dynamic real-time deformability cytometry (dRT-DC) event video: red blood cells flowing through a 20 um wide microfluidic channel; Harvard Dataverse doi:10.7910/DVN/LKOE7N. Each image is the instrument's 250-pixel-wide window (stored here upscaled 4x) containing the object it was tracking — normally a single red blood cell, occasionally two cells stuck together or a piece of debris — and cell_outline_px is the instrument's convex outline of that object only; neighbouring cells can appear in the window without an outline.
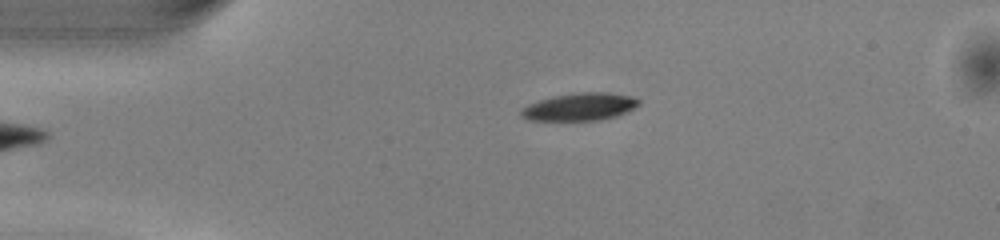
{"species": "common noctule bat (a hibernating species)", "species_latin": "Nyctalus noctula", "temperature_condition": "warm", "stored_images_in_passage": 36, "camera_frame_rate_fps": 3000, "um_per_image_px": 0.085, "animal": {"sex": "male", "body_mass_g": 13.0, "forearm_length_mm": 53.1}, "frame": {"image": 1, "passage_image": 3, "time_ms": 0.667, "image_size_px": [1000, 240], "cell_outline_px": [[640, 104], [628, 112], [616, 116], [600, 120], [528, 120], [520, 116], [520, 108], [528, 104], [552, 96], [580, 92], [608, 92], [632, 96], [640, 100]], "centroid_in_image_um": [49.29, 9.07], "position_along_channel_um": 35.7, "area_um2": 19.07}}
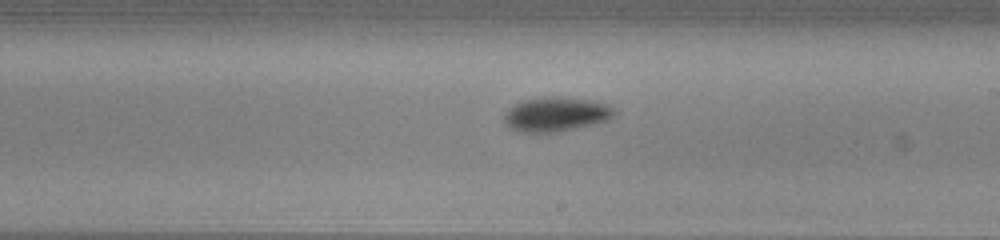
{"frame": {"image": 2, "passage_image": 21, "time_ms": 6.667, "image_size_px": [1000, 240], "cell_outline_px": [[616, 112], [608, 120], [596, 124], [560, 132], [520, 132], [512, 128], [504, 120], [504, 112], [508, 108], [524, 100], [548, 96], [560, 96], [592, 100], [608, 104]], "centroid_in_image_um": [47.29, 9.71], "position_along_channel_um": 241.7, "area_um2": 22.2}}
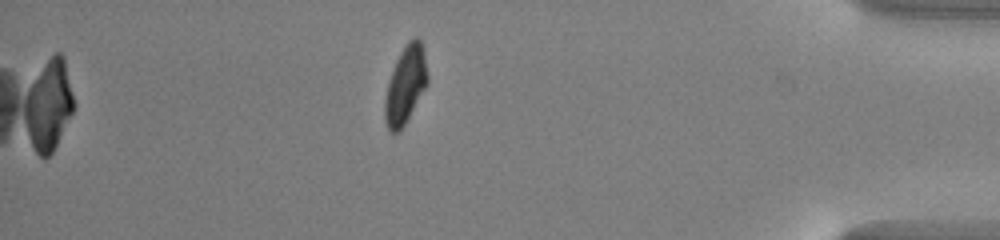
{"frame": {"image": 3, "passage_image": 36, "time_ms": 11.667, "image_size_px": [1000, 240], "cell_outline_px": [[428, 84], [400, 132], [392, 132], [388, 128], [384, 120], [384, 100], [388, 80], [396, 60], [400, 52], [408, 40], [416, 36], [420, 40], [424, 48], [428, 76]], "centroid_in_image_um": [34.47, 7.2], "position_along_channel_um": 400.7, "area_um2": 19.54}, "authors_computed_cell_mechanics": {"area_um2": 20.5768, "velocity_mm_per_s": 4.0493, "shape_relaxation_time_tau1_ms": 1.5952, "shape_relaxation_time_tau2_ms": null, "deformation_change_tau1": 0.1403, "deformation_change_tau2": null}}